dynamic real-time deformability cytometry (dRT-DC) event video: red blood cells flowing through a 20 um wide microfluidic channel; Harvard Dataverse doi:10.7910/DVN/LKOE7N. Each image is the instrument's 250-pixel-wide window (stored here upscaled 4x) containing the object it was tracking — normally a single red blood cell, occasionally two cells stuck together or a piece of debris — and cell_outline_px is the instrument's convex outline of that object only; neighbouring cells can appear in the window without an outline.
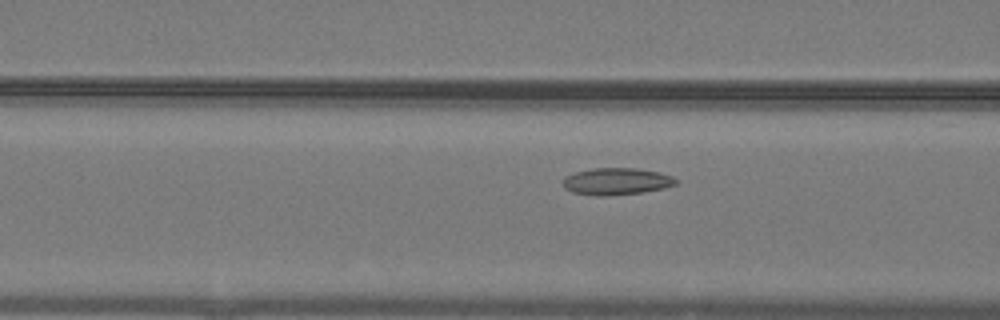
{"species": "common noctule bat (a hibernating species)", "species_latin": "Nyctalus noctula", "temperature_condition": "warm", "stored_images_in_passage": 44, "camera_frame_rate_fps": 3000, "um_per_image_px": 0.085, "animal": {"sex": "male", "body_mass_g": 19.2, "forearm_length_mm": 51.8}, "frame": {"image": 1, "passage_image": 13, "time_ms": 4.0, "image_size_px": [1000, 320], "cell_outline_px": [[676, 184], [664, 188], [640, 192], [604, 196], [596, 196], [572, 192], [564, 188], [564, 176], [576, 172], [592, 168], [636, 168], [660, 172], [672, 176], [676, 180]], "centroid_in_image_um": [52.38, 15.41], "position_along_channel_um": 114.2, "area_um2": 17.63}}
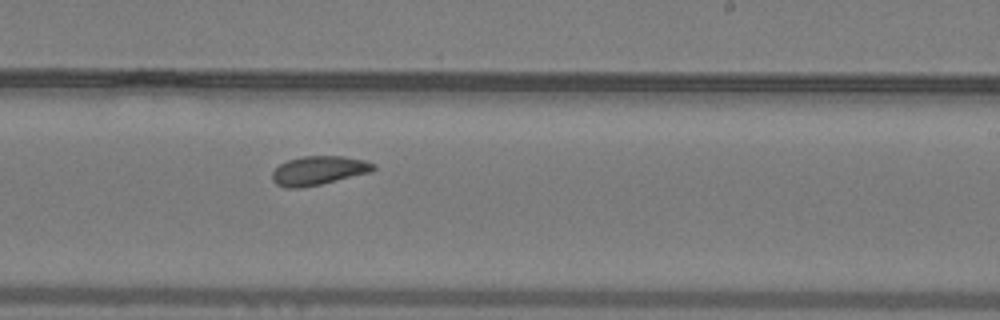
{"frame": {"image": 2, "passage_image": 24, "time_ms": 7.667, "image_size_px": [1000, 320], "cell_outline_px": [[376, 168], [372, 172], [320, 184], [300, 188], [284, 188], [276, 184], [272, 180], [272, 172], [280, 164], [288, 160], [304, 156], [344, 156], [364, 160], [376, 164]], "centroid_in_image_um": [27.09, 14.49], "position_along_channel_um": 261.9, "area_um2": 17.11}}
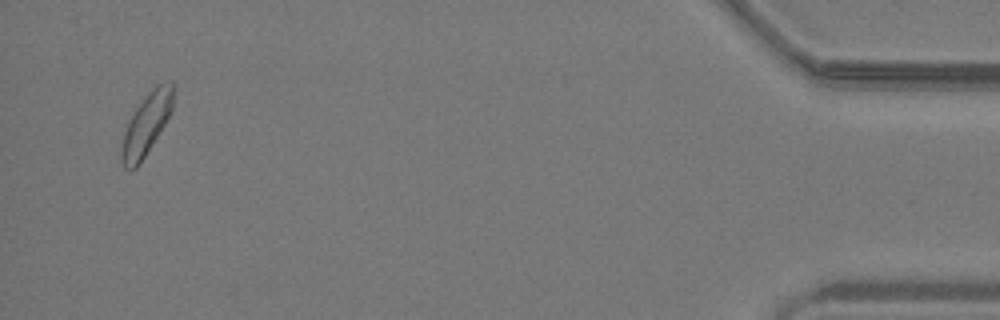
{"frame": {"image": 3, "passage_image": 42, "time_ms": 13.667, "image_size_px": [1000, 320], "cell_outline_px": [[176, 88], [172, 112], [140, 164], [136, 168], [124, 168], [120, 160], [120, 152], [124, 132], [128, 120], [136, 108], [148, 92], [156, 84], [172, 80], [176, 84]], "centroid_in_image_um": [12.48, 10.5], "position_along_channel_um": 422.7, "area_um2": 18.96}, "authors_computed_cell_mechanics": {"area_um2": 17.5423, "velocity_mm_per_s": 4.0279, "shape_relaxation_time_tau1_ms": 5.3322, "shape_relaxation_time_tau2_ms": 2.5991, "deformation_change_tau1": 0.1092, "deformation_change_tau2": 0.0761}}